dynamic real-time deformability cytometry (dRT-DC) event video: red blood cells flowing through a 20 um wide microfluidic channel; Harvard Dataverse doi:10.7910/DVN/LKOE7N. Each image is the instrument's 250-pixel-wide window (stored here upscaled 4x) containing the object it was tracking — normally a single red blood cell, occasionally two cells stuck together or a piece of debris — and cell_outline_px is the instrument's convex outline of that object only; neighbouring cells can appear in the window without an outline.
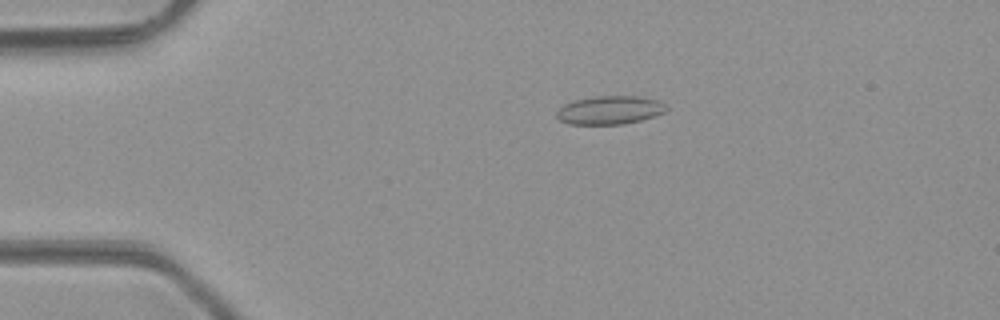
{"species": "common noctule bat (a hibernating species)", "species_latin": "Nyctalus noctula", "temperature_condition": "room temperature", "stored_images_in_passage": 49, "camera_frame_rate_fps": 3000, "um_per_image_px": 0.085, "animal": {"sex": "male", "body_mass_g": 23.1, "forearm_length_mm": 52.7}, "frame": {"image": 1, "passage_image": 11, "time_ms": 3.333, "image_size_px": [1000, 320], "cell_outline_px": [[668, 108], [664, 112], [640, 120], [624, 124], [568, 124], [560, 120], [556, 116], [556, 112], [564, 104], [572, 100], [592, 96], [636, 96], [660, 100]], "centroid_in_image_um": [51.8, 9.35], "position_along_channel_um": 33.2, "area_um2": 18.21}}
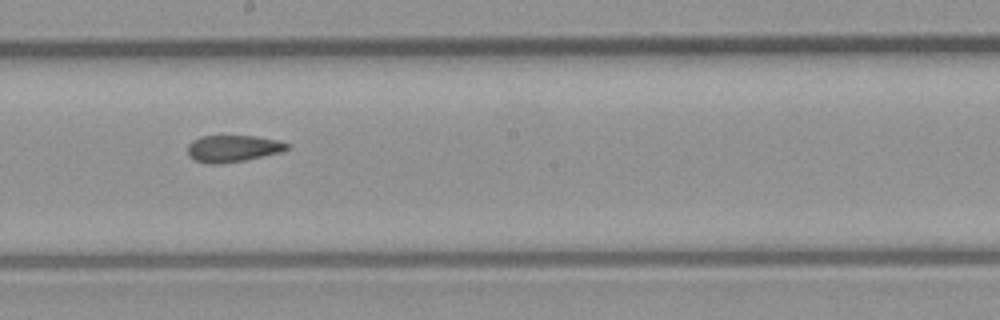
{"frame": {"image": 2, "passage_image": 28, "time_ms": 9.0, "image_size_px": [1000, 320], "cell_outline_px": [[292, 144], [284, 152], [244, 160], [216, 164], [208, 164], [196, 160], [188, 156], [188, 144], [192, 140], [200, 136], [256, 136], [280, 140]], "centroid_in_image_um": [19.84, 12.61], "position_along_channel_um": 228.4, "area_um2": 15.72}}
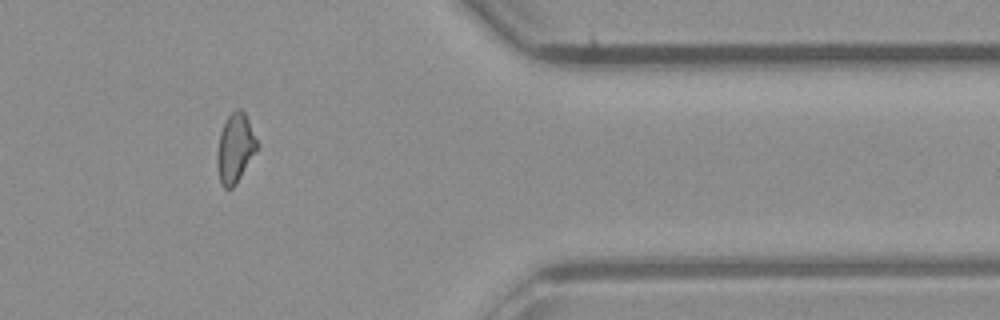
{"frame": {"image": 3, "passage_image": 41, "time_ms": 13.333, "image_size_px": [1000, 320], "cell_outline_px": [[260, 148], [236, 184], [232, 188], [224, 188], [220, 180], [216, 164], [216, 156], [220, 132], [228, 116], [236, 108], [240, 108], [244, 112], [248, 120]], "centroid_in_image_um": [20.0, 12.61], "position_along_channel_um": 391.4, "area_um2": 16.24}, "authors_computed_cell_mechanics": {"area_um2": 16.2996, "velocity_mm_per_s": 4.2869, "shape_relaxation_time_tau1_ms": null, "shape_relaxation_time_tau2_ms": 2.8752, "deformation_change_tau1": null, "deformation_change_tau2": 0.0975}}